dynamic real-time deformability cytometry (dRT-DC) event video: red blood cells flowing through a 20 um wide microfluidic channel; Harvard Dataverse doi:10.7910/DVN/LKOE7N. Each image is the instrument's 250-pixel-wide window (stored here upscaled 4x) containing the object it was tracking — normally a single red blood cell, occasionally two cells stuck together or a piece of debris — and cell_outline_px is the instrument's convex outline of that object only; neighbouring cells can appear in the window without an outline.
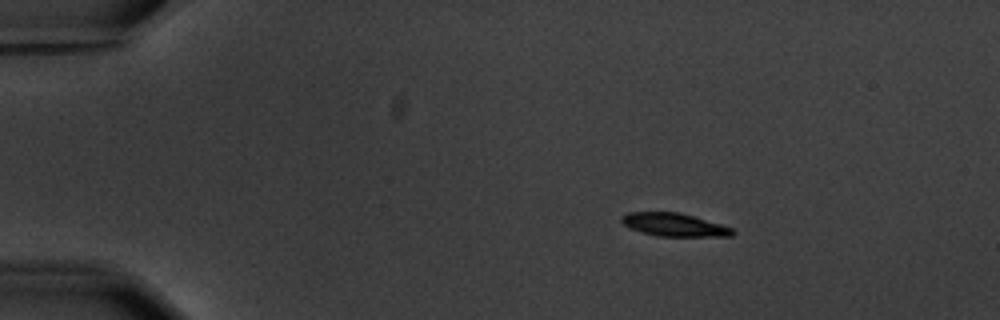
{"species": "common noctule bat (a hibernating species)", "species_latin": "Nyctalus noctula", "temperature_condition": "warm", "stored_images_in_passage": 2, "segment_of_instrument_passage": [1, 2], "camera_frame_rate_fps": 3000, "um_per_image_px": 0.085, "animal": {"sex": "male", "body_mass_g": 20.1, "forearm_length_mm": 53.5}, "frame": {"image": 1, "passage_image": 1, "time_ms": 0.0, "image_size_px": [1000, 320], "cell_outline_px": [[736, 232], [732, 236], [656, 236], [640, 232], [628, 228], [620, 220], [620, 216], [628, 212], [680, 212], [720, 224], [732, 228]], "centroid_in_image_um": [57.26, 19.1], "position_along_channel_um": 27.7, "area_um2": 15.03}}